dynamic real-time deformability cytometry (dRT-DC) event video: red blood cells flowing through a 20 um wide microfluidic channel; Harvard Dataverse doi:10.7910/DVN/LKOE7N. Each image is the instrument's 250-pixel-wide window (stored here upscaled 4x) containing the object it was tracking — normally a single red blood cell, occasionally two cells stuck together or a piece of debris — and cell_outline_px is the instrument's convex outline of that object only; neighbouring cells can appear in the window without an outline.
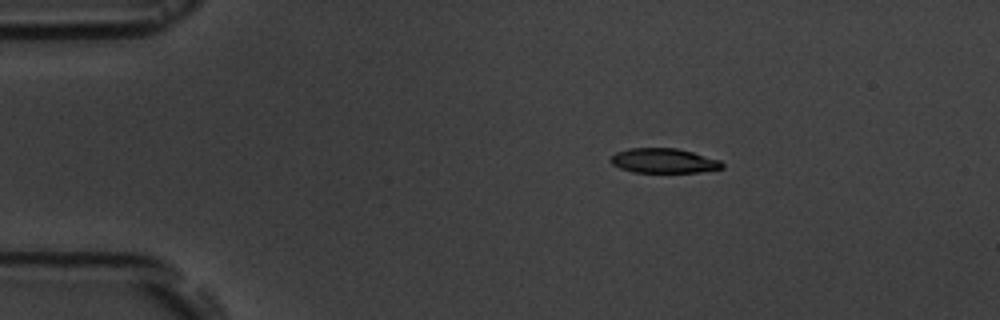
{"species": "common noctule bat (a hibernating species)", "species_latin": "Nyctalus noctula", "temperature_condition": "room temperature", "stored_images_in_passage": 3, "camera_frame_rate_fps": 3000, "um_per_image_px": 0.085, "animal": {"sex": "male", "body_mass_g": 19.5, "forearm_length_mm": 54.6}, "frame": {"image": 1, "passage_image": 1, "time_ms": 0.0, "image_size_px": [1000, 320], "cell_outline_px": [[724, 168], [696, 172], [632, 172], [620, 168], [612, 164], [608, 160], [616, 152], [628, 148], [676, 148], [692, 152], [720, 160], [724, 164]], "centroid_in_image_um": [56.39, 13.66], "position_along_channel_um": 28.6, "area_um2": 16.01}}
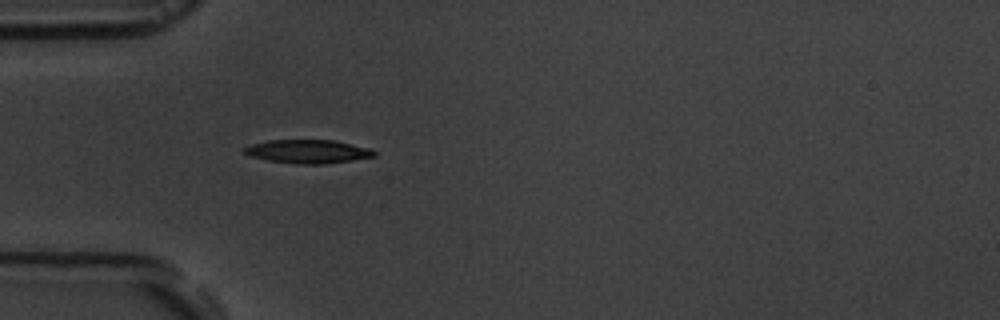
{"frame": {"image": 2, "passage_image": 3, "time_ms": 2.333, "image_size_px": [1000, 320], "cell_outline_px": [[376, 156], [352, 160], [324, 164], [296, 164], [268, 160], [252, 156], [244, 152], [244, 148], [252, 144], [268, 140], [332, 140], [368, 148], [376, 152]], "centroid_in_image_um": [26.17, 12.88], "position_along_channel_um": 58.8, "area_um2": 17.57}}